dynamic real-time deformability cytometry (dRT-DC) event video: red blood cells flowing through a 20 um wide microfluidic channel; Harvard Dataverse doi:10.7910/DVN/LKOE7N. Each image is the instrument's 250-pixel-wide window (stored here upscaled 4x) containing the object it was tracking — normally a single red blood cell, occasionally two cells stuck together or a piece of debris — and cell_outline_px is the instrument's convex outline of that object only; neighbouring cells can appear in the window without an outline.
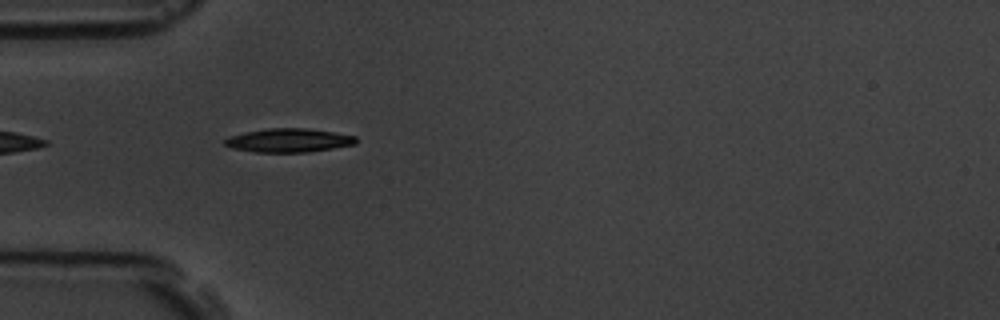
{"species": "common noctule bat (a hibernating species)", "species_latin": "Nyctalus noctula", "temperature_condition": "room temperature", "stored_images_in_passage": 42, "camera_frame_rate_fps": 3000, "um_per_image_px": 0.085, "animal": {"sex": "male", "body_mass_g": 19.5, "forearm_length_mm": 54.6}, "frame": {"image": 1, "passage_image": 2, "time_ms": 0.333, "image_size_px": [1000, 320], "cell_outline_px": [[356, 144], [308, 152], [256, 152], [232, 148], [224, 144], [224, 140], [228, 136], [244, 132], [268, 128], [304, 128], [332, 132], [356, 136]], "centroid_in_image_um": [24.5, 11.93], "position_along_channel_um": 60.5, "area_um2": 18.03}}
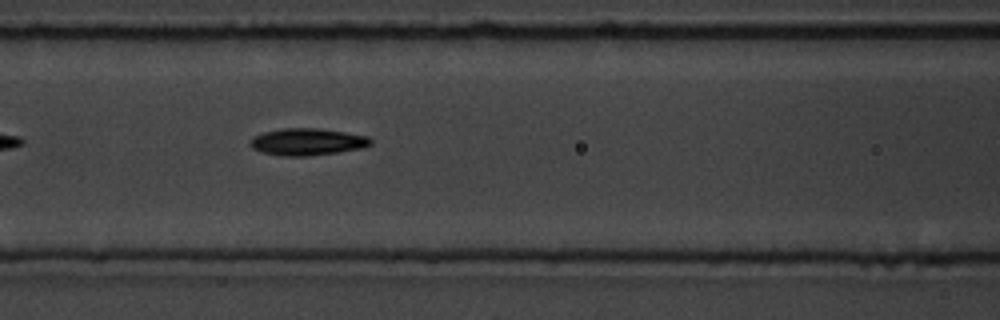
{"frame": {"image": 2, "passage_image": 9, "time_ms": 2.667, "image_size_px": [1000, 320], "cell_outline_px": [[372, 144], [364, 148], [308, 156], [284, 156], [260, 152], [252, 148], [252, 136], [264, 132], [280, 128], [316, 128], [344, 132], [368, 136], [372, 140]], "centroid_in_image_um": [26.13, 12.05], "position_along_channel_um": 140.5, "area_um2": 18.9}}
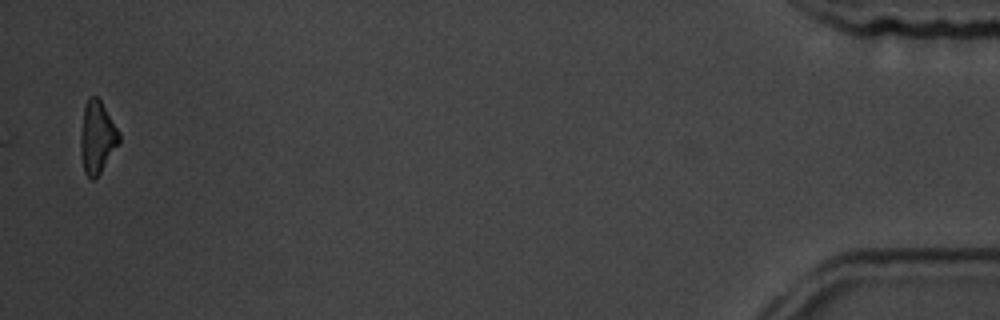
{"frame": {"image": 3, "passage_image": 41, "time_ms": 13.333, "image_size_px": [1000, 320], "cell_outline_px": [[120, 140], [100, 172], [92, 180], [84, 172], [80, 152], [80, 132], [84, 104], [88, 96], [96, 96], [100, 100], [120, 132]], "centroid_in_image_um": [8.22, 11.62], "position_along_channel_um": 427.0, "area_um2": 16.13}, "authors_computed_cell_mechanics": {"area_um2": 17.4845, "velocity_mm_per_s": 3.5426, "shape_relaxation_time_tau1_ms": 1.6811, "shape_relaxation_time_tau2_ms": 5.6689, "deformation_change_tau1": 0.1394, "deformation_change_tau2": 0.152}}